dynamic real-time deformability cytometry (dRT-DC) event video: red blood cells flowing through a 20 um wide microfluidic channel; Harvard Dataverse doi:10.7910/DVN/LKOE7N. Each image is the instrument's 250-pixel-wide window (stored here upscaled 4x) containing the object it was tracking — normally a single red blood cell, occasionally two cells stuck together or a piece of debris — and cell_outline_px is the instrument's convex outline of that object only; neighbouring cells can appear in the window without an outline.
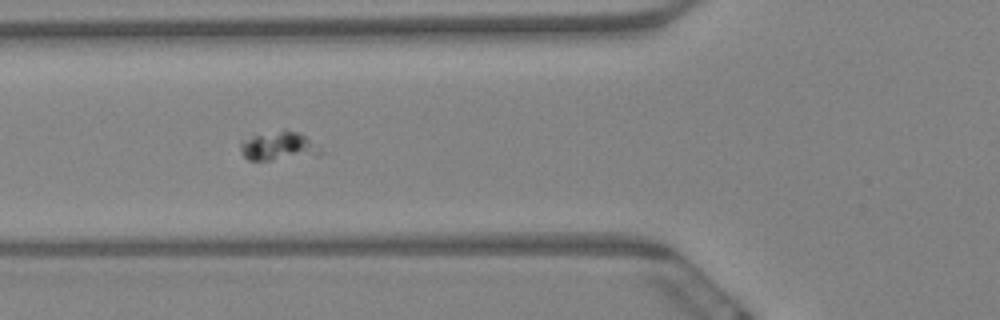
{"species": "Egyptian fruit bat (a non-hibernating species)", "species_latin": "Rousettus aegyptiacus", "temperature_condition": "warm", "stored_images_in_passage": 7, "camera_frame_rate_fps": 3000, "um_per_image_px": 0.085, "animal": {"sex": "female"}, "frame": {"image": 1, "passage_image": 6, "time_ms": 1.667, "image_size_px": [1000, 320], "cell_outline_px": [[324, 152], [320, 156], [272, 160], [248, 160], [244, 156], [240, 148], [240, 144], [252, 136], [284, 128], [300, 132]], "centroid_in_image_um": [23.74, 12.42], "position_along_channel_um": 102.1, "area_um2": 13.64}}
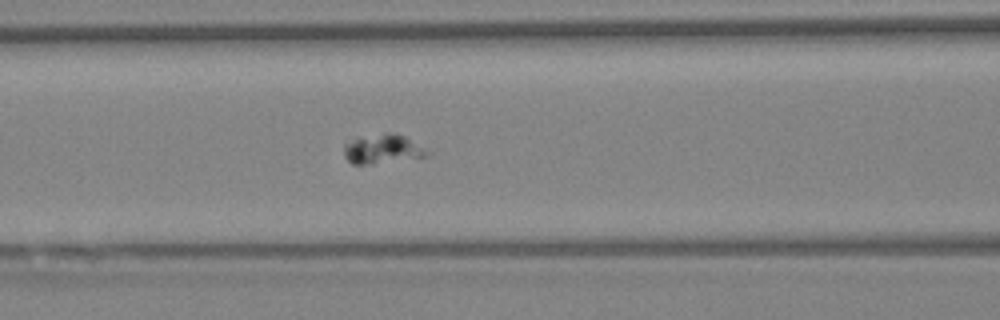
{"frame": {"image": 2, "passage_image": 7, "time_ms": 2.0, "image_size_px": [1000, 320], "cell_outline_px": [[432, 152], [428, 156], [372, 164], [352, 164], [344, 156], [344, 144], [356, 136], [384, 132], [392, 132], [404, 136]], "centroid_in_image_um": [32.49, 12.64], "position_along_channel_um": 134.1, "area_um2": 14.51}}